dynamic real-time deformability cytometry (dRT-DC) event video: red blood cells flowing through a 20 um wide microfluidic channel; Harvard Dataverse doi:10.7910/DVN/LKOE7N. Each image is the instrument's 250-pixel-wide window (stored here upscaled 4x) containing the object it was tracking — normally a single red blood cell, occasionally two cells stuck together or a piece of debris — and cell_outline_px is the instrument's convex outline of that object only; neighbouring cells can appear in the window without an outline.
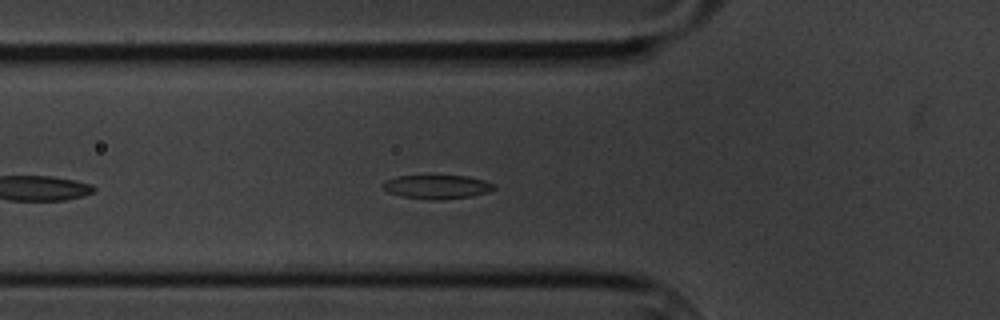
{"species": "common noctule bat (a hibernating species)", "species_latin": "Nyctalus noctula", "temperature_condition": "cold", "stored_images_in_passage": 17, "camera_frame_rate_fps": 3000, "um_per_image_px": 0.085, "animal": {"sex": "male", "body_mass_g": 20.1, "forearm_length_mm": 53.5}, "frame": {"image": 1, "passage_image": 8, "time_ms": 2.333, "image_size_px": [1000, 320], "cell_outline_px": [[496, 188], [488, 192], [472, 196], [440, 200], [432, 200], [400, 196], [388, 192], [380, 184], [384, 180], [396, 176], [468, 176], [484, 180], [492, 184]], "centroid_in_image_um": [37.1, 15.88], "position_along_channel_um": 88.7, "area_um2": 15.49}}
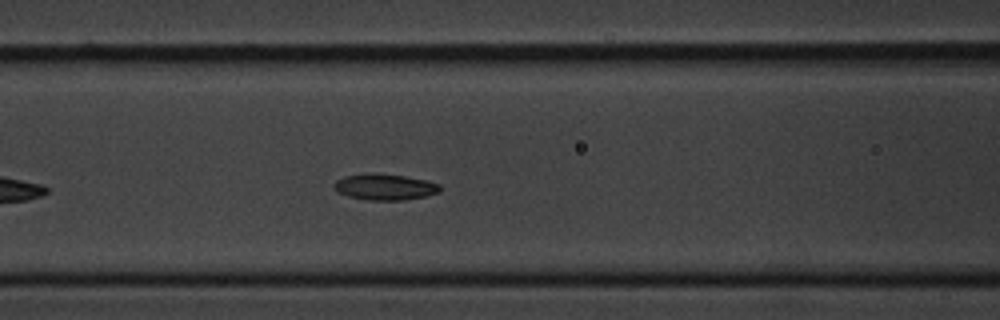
{"frame": {"image": 2, "passage_image": 12, "time_ms": 3.667, "image_size_px": [1000, 320], "cell_outline_px": [[440, 192], [428, 196], [404, 200], [368, 200], [348, 196], [340, 192], [332, 184], [336, 180], [344, 176], [404, 176], [424, 180], [440, 184]], "centroid_in_image_um": [32.78, 15.94], "position_along_channel_um": 133.8, "area_um2": 15.26}}
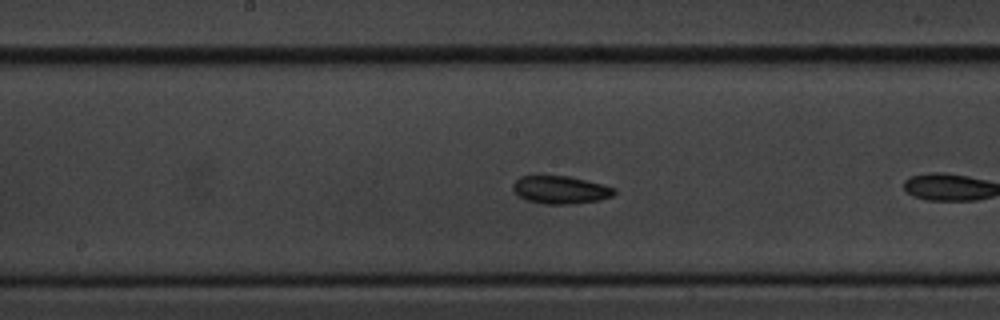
{"frame": {"image": 3, "passage_image": 15, "time_ms": 4.667, "image_size_px": [1000, 320], "cell_outline_px": [[616, 192], [612, 196], [600, 200], [572, 204], [544, 204], [528, 200], [520, 196], [512, 188], [512, 184], [520, 176], [568, 176], [616, 188]], "centroid_in_image_um": [47.65, 16.14], "position_along_channel_um": 200.6, "area_um2": 16.24}}